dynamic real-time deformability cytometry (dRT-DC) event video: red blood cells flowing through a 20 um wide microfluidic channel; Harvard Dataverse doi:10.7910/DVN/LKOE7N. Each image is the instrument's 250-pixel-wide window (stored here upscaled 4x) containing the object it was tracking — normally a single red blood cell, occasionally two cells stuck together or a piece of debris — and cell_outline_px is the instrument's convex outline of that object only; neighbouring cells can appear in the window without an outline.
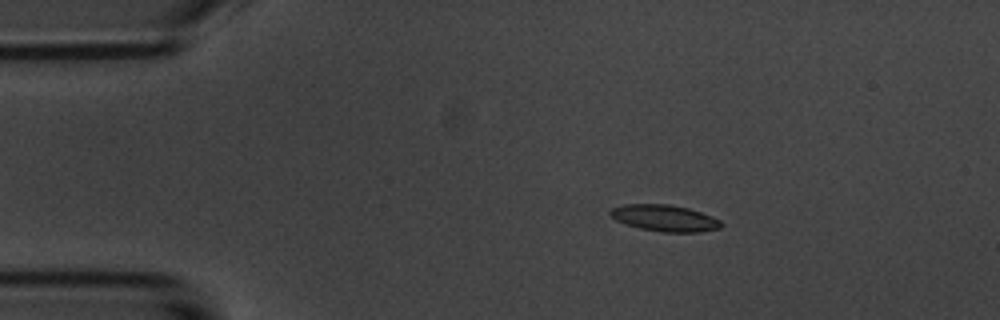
{"species": "common noctule bat (a hibernating species)", "species_latin": "Nyctalus noctula", "temperature_condition": "room temperature", "stored_images_in_passage": 5, "camera_frame_rate_fps": 3000, "um_per_image_px": 0.085, "animal": {"sex": "male", "body_mass_g": 20.1, "forearm_length_mm": 53.5}, "frame": {"image": 1, "passage_image": 2, "time_ms": 1.333, "image_size_px": [1000, 320], "cell_outline_px": [[724, 224], [720, 228], [700, 232], [660, 232], [640, 228], [616, 220], [608, 212], [612, 208], [624, 204], [668, 204], [688, 208], [712, 216], [720, 220]], "centroid_in_image_um": [56.52, 18.54], "position_along_channel_um": 28.5, "area_um2": 17.05}}
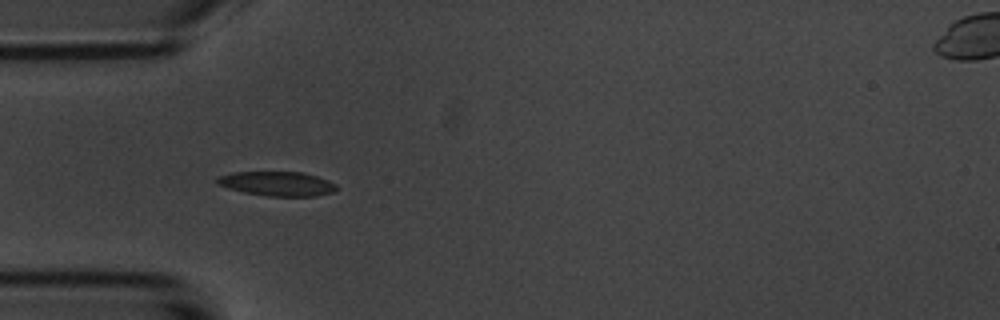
{"frame": {"image": 2, "passage_image": 4, "time_ms": 3.667, "image_size_px": [1000, 320], "cell_outline_px": [[336, 188], [332, 192], [316, 196], [268, 196], [244, 192], [228, 188], [216, 184], [216, 180], [220, 176], [232, 172], [304, 172], [316, 176], [336, 184]], "centroid_in_image_um": [23.54, 15.61], "position_along_channel_um": 61.5, "area_um2": 16.82}}